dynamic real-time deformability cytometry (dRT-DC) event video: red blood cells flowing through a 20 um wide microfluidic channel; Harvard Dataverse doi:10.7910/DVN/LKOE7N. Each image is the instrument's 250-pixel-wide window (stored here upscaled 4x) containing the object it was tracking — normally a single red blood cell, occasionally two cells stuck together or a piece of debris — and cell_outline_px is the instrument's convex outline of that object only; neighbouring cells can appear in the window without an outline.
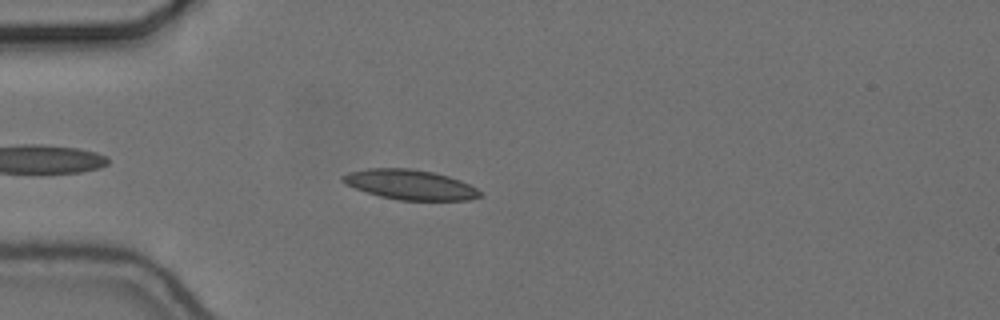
{"species": "common noctule bat (a hibernating species)", "species_latin": "Nyctalus noctula", "temperature_condition": "cold", "stored_images_in_passage": 43, "camera_frame_rate_fps": 3000, "um_per_image_px": 0.085, "animal": {"sex": "female", "body_mass_g": 24.6, "forearm_length_mm": 56.2}, "frame": {"image": 1, "passage_image": 5, "time_ms": 1.333, "image_size_px": [1000, 320], "cell_outline_px": [[484, 196], [468, 200], [400, 200], [380, 196], [344, 184], [340, 180], [340, 176], [348, 172], [368, 168], [412, 168], [432, 172], [448, 176], [460, 180], [476, 188]], "centroid_in_image_um": [34.84, 15.69], "position_along_channel_um": 50.2, "area_um2": 23.93}}
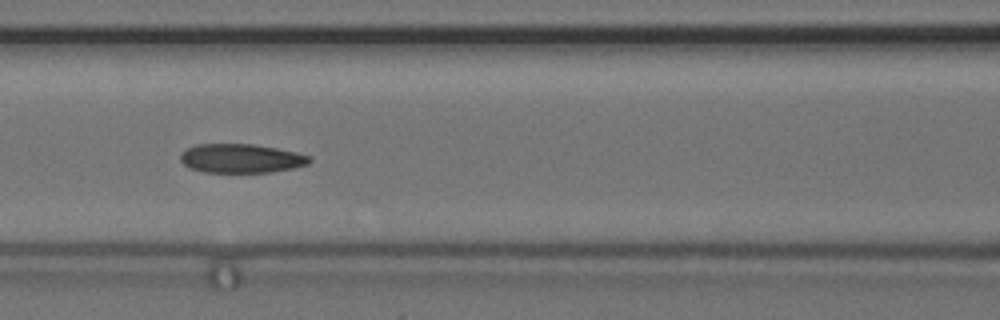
{"frame": {"image": 2, "passage_image": 14, "time_ms": 4.333, "image_size_px": [1000, 320], "cell_outline_px": [[312, 160], [308, 164], [292, 168], [272, 172], [204, 172], [192, 168], [184, 164], [180, 160], [180, 152], [196, 144], [252, 144], [276, 148], [296, 152], [312, 156]], "centroid_in_image_um": [20.51, 13.46], "position_along_channel_um": 146.1, "area_um2": 21.79}}
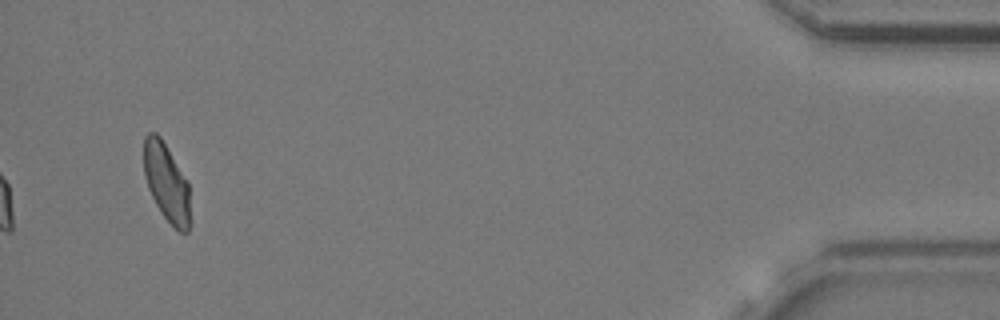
{"frame": {"image": 3, "passage_image": 43, "time_ms": 14.0, "image_size_px": [1000, 320], "cell_outline_px": [[188, 232], [180, 232], [160, 212], [148, 188], [144, 176], [144, 136], [148, 132], [156, 132], [160, 136], [188, 184]], "centroid_in_image_um": [14.1, 15.47], "position_along_channel_um": 421.1, "area_um2": 20.35}, "authors_computed_cell_mechanics": {"area_um2": 22.3686, "velocity_mm_per_s": 3.6551, "shape_relaxation_time_tau1_ms": null, "shape_relaxation_time_tau2_ms": 2.4754, "deformation_change_tau1": null, "deformation_change_tau2": 0.0751}}